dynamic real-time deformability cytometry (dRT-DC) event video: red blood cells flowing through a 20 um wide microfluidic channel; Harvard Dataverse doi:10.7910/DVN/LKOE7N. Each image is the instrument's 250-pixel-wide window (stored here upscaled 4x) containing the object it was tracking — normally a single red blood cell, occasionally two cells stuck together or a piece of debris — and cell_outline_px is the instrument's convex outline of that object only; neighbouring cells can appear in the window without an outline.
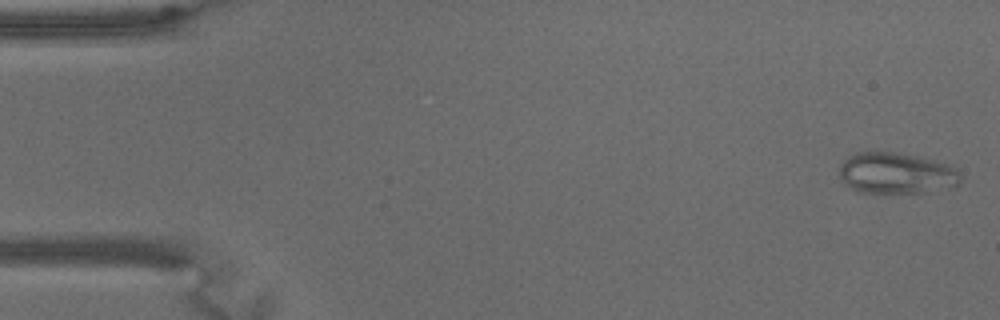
{"species": "common noctule bat (a hibernating species)", "species_latin": "Nyctalus noctula", "temperature_condition": "warm", "stored_images_in_passage": 66, "camera_frame_rate_fps": 3000, "um_per_image_px": 0.085, "animal": {"sex": "male", "body_mass_g": 15.6}, "frame": {"image": 1, "passage_image": 2, "time_ms": 0.333, "image_size_px": [1000, 320], "cell_outline_px": [[964, 176], [960, 184], [956, 188], [924, 192], [856, 192], [848, 188], [840, 180], [840, 164], [844, 160], [856, 152], [892, 152], [916, 156], [936, 160], [956, 168]], "centroid_in_image_um": [76.24, 14.74], "position_along_channel_um": 8.8, "area_um2": 29.54}}
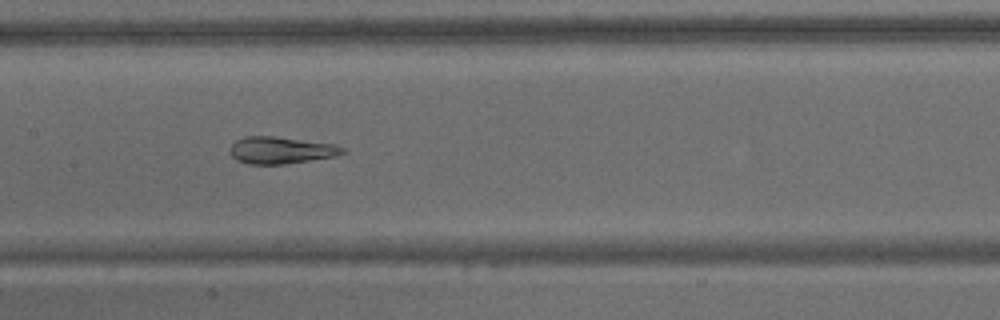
{"frame": {"image": 2, "passage_image": 32, "time_ms": 10.333, "image_size_px": [1000, 320], "cell_outline_px": [[348, 152], [332, 156], [284, 164], [248, 164], [236, 160], [232, 156], [232, 144], [236, 140], [244, 136], [272, 136], [336, 144], [344, 148]], "centroid_in_image_um": [23.88, 12.76], "position_along_channel_um": 183.5, "area_um2": 17.46}}
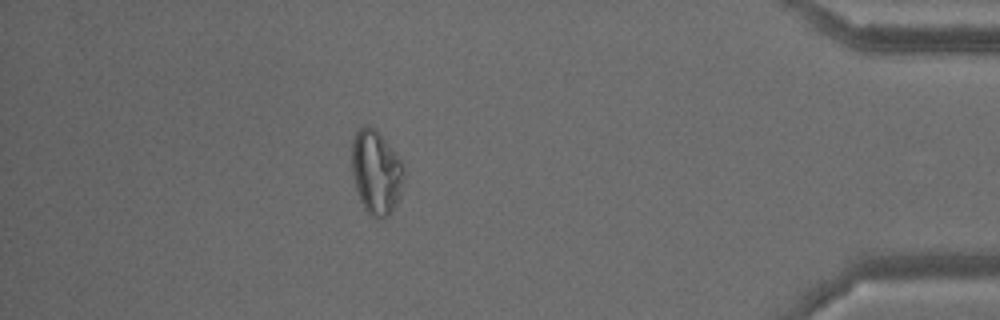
{"frame": {"image": 3, "passage_image": 58, "time_ms": 19.0, "image_size_px": [1000, 320], "cell_outline_px": [[404, 176], [400, 200], [392, 212], [388, 216], [380, 220], [376, 220], [364, 208], [360, 200], [356, 188], [352, 172], [352, 140], [360, 124], [368, 124], [376, 128], [380, 132], [404, 164]], "centroid_in_image_um": [31.99, 14.62], "position_along_channel_um": 403.2, "area_um2": 26.24}, "authors_computed_cell_mechanics": {"area_um2": 24.6228, "velocity_mm_per_s": 3.0549, "shape_relaxation_time_tau1_ms": null, "shape_relaxation_time_tau2_ms": 2.2608, "deformation_change_tau1": null, "deformation_change_tau2": 0.0468}}